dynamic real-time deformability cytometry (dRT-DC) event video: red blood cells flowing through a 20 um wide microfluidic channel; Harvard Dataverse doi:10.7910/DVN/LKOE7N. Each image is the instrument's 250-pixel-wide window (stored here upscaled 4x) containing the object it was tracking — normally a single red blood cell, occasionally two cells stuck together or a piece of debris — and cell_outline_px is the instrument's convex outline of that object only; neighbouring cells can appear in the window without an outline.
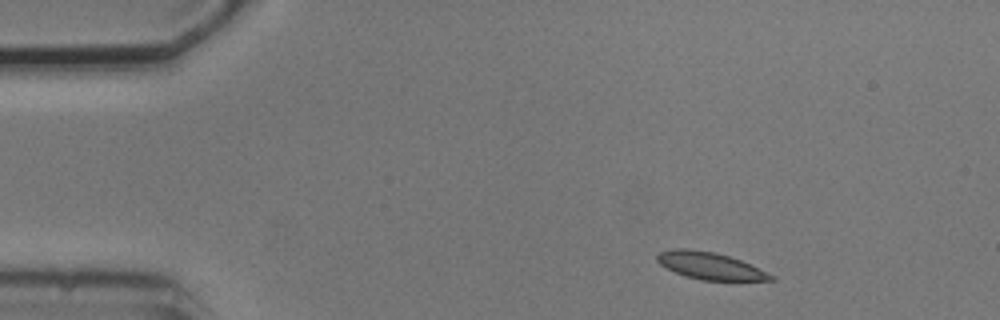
{"species": "common noctule bat (a hibernating species)", "species_latin": "Nyctalus noctula", "temperature_condition": "cold", "stored_images_in_passage": 3, "camera_frame_rate_fps": 3000, "um_per_image_px": 0.085, "animal": {"sex": "male", "body_mass_g": 20.5, "forearm_length_mm": 52.5}, "frame": {"image": 1, "passage_image": 1, "time_ms": 0.0, "image_size_px": [1000, 320], "cell_outline_px": [[776, 280], [700, 280], [684, 276], [660, 264], [656, 260], [656, 256], [660, 252], [672, 248], [688, 248], [716, 252], [740, 260], [776, 276]], "centroid_in_image_um": [60.34, 22.58], "position_along_channel_um": 24.7, "area_um2": 17.92}}